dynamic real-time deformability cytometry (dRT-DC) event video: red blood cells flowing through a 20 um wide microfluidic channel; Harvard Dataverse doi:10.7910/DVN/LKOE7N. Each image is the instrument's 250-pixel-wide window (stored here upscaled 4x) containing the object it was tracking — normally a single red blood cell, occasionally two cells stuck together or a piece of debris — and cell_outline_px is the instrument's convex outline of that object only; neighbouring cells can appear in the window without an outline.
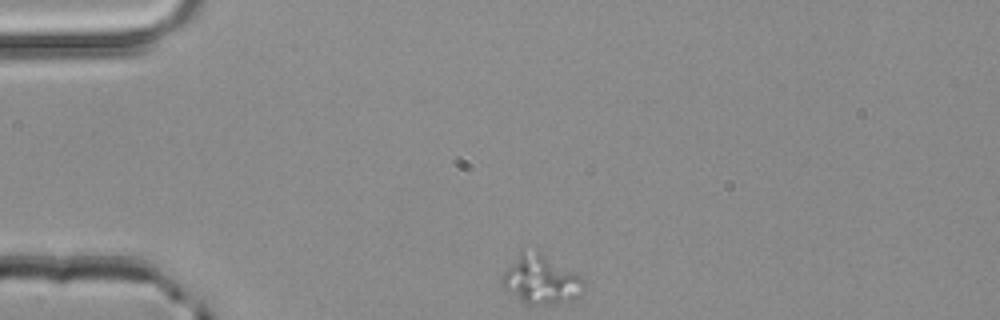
{"species": "common noctule bat (a hibernating species)", "species_latin": "Nyctalus noctula", "temperature_condition": "room temperature", "stored_images_in_passage": 42, "camera_frame_rate_fps": 3000, "um_per_image_px": 0.085, "animal": {"sex": "male", "body_mass_g": 20.4}, "frame": {"image": 1, "passage_image": 1, "time_ms": 0.0, "image_size_px": [1000, 320], "cell_outline_px": [[584, 292], [580, 296], [572, 300], [552, 304], [528, 304], [520, 300], [504, 288], [500, 280], [500, 276], [520, 248], [536, 248], [580, 276], [584, 280]], "centroid_in_image_um": [45.94, 23.71], "position_along_channel_um": 39.1, "area_um2": 23.87}}
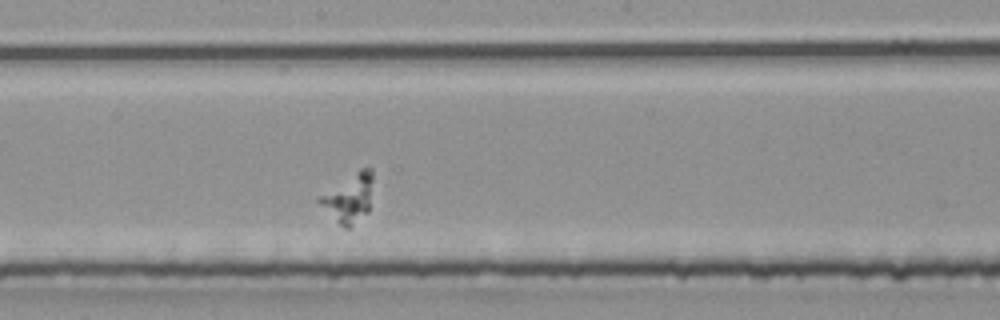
{"frame": {"image": 2, "passage_image": 18, "time_ms": 5.667, "image_size_px": [1000, 320], "cell_outline_px": [[372, 180], [368, 212], [348, 228], [344, 228], [316, 200], [316, 196], [360, 168], [372, 168]], "centroid_in_image_um": [29.63, 16.79], "position_along_channel_um": 218.6, "area_um2": 14.91}}
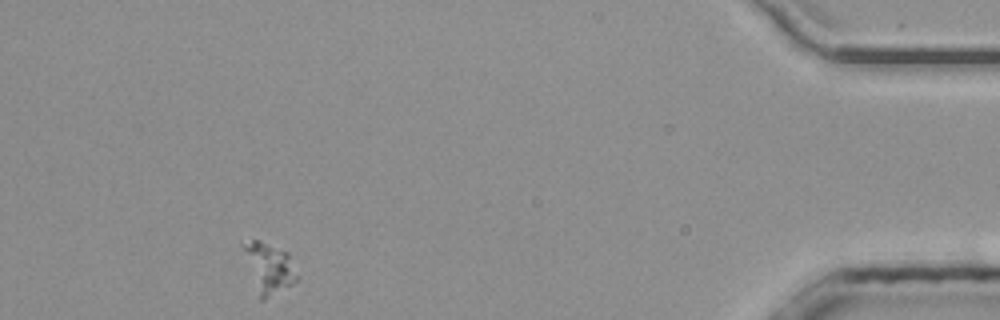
{"frame": {"image": 3, "passage_image": 38, "time_ms": 12.333, "image_size_px": [1000, 320], "cell_outline_px": [[296, 280], [292, 284], [264, 300], [260, 300], [240, 244], [252, 240], [260, 240], [288, 252], [296, 276]], "centroid_in_image_um": [22.81, 22.75], "position_along_channel_um": 412.4, "area_um2": 15.32}}